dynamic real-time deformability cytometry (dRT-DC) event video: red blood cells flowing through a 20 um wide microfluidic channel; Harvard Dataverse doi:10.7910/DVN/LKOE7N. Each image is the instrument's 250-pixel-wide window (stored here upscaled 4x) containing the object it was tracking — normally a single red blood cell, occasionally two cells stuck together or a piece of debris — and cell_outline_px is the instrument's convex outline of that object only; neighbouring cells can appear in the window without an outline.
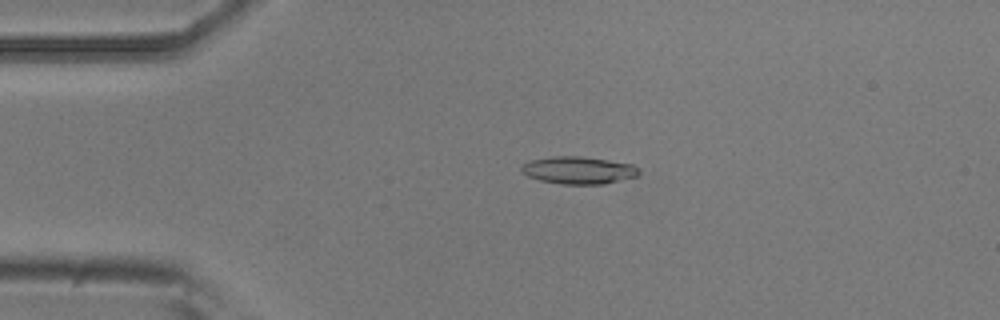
{"species": "common noctule bat (a hibernating species)", "species_latin": "Nyctalus noctula", "temperature_condition": "room temperature", "stored_images_in_passage": 5, "camera_frame_rate_fps": 3000, "um_per_image_px": 0.085, "animal": {"sex": "male", "body_mass_g": 20.5, "forearm_length_mm": 52.5}, "frame": {"image": 1, "passage_image": 4, "time_ms": 3.333, "image_size_px": [1000, 320], "cell_outline_px": [[640, 172], [636, 176], [604, 184], [560, 184], [540, 180], [528, 176], [520, 168], [524, 164], [532, 160], [552, 156], [580, 156], [608, 160], [632, 164]], "centroid_in_image_um": [49.17, 14.47], "position_along_channel_um": 35.8, "area_um2": 18.5}}